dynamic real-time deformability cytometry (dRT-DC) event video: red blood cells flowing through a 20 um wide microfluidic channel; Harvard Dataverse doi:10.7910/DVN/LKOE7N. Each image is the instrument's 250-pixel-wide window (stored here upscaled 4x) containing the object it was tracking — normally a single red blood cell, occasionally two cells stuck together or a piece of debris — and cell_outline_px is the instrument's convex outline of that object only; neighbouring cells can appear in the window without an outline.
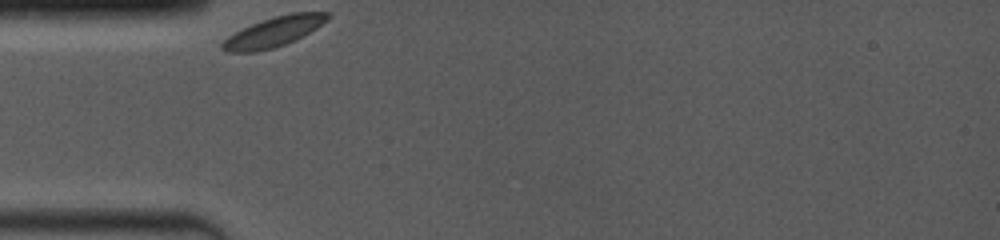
{"species": "common noctule bat (a hibernating species)", "species_latin": "Nyctalus noctula", "temperature_condition": "room temperature", "stored_images_in_passage": 2, "camera_frame_rate_fps": 4000, "um_per_image_px": 0.085, "animal": {"sex": "female", "body_mass_g": 19.0, "forearm_length_mm": 53.3}, "frame": {"image": 1, "passage_image": 1, "time_ms": 0.0, "image_size_px": [1000, 240], "cell_outline_px": [[328, 20], [316, 28], [296, 40], [276, 48], [256, 52], [228, 52], [220, 48], [220, 44], [228, 36], [252, 24], [288, 12], [328, 12]], "centroid_in_image_um": [23.27, 2.72], "position_along_channel_um": 61.7, "area_um2": 18.32}}